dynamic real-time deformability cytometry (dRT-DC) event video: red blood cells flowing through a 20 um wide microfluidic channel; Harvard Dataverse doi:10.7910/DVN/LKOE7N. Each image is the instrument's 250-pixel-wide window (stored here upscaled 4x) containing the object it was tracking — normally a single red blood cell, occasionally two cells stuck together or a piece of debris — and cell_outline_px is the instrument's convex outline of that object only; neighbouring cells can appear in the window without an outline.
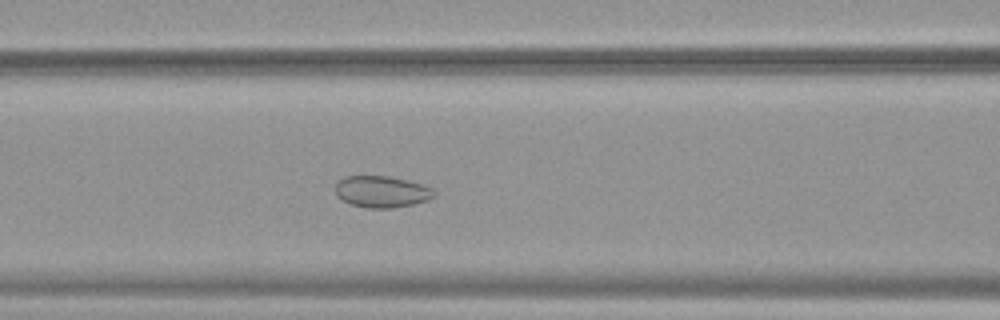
{"species": "common noctule bat (a hibernating species)", "species_latin": "Nyctalus noctula", "temperature_condition": "warm", "stored_images_in_passage": 38, "camera_frame_rate_fps": 3000, "um_per_image_px": 0.085, "animal": {"sex": "female", "body_mass_g": 19.9}, "frame": {"image": 1, "passage_image": 7, "time_ms": 2.0, "image_size_px": [1000, 320], "cell_outline_px": [[436, 196], [428, 200], [412, 204], [392, 208], [364, 208], [340, 200], [336, 196], [336, 184], [344, 176], [388, 176], [420, 184], [432, 188], [436, 192]], "centroid_in_image_um": [32.43, 16.3], "position_along_channel_um": 134.2, "area_um2": 18.15}}
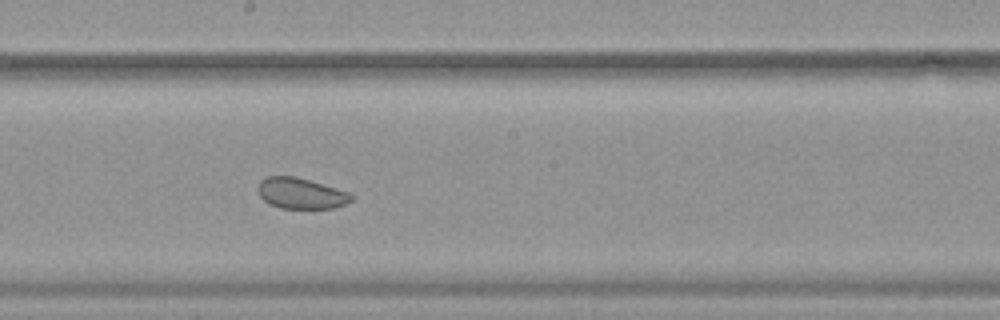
{"frame": {"image": 2, "passage_image": 14, "time_ms": 4.333, "image_size_px": [1000, 320], "cell_outline_px": [[356, 196], [352, 200], [344, 204], [332, 208], [280, 208], [268, 204], [260, 196], [256, 188], [260, 180], [268, 176], [292, 176], [308, 180], [348, 192]], "centroid_in_image_um": [25.54, 16.44], "position_along_channel_um": 222.7, "area_um2": 16.7}}
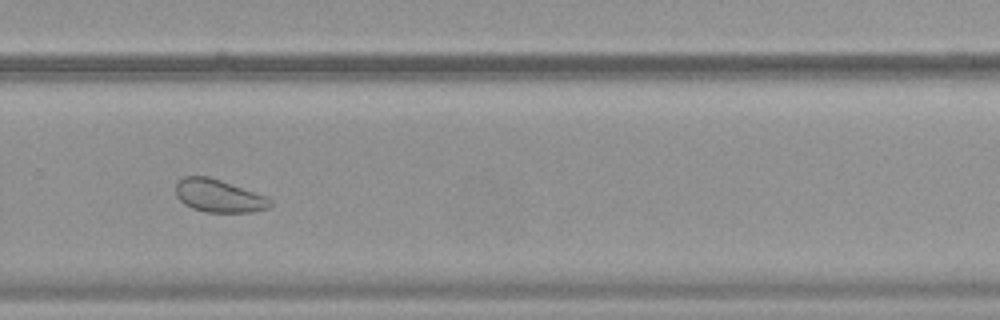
{"frame": {"image": 3, "passage_image": 21, "time_ms": 6.667, "image_size_px": [1000, 320], "cell_outline_px": [[272, 204], [268, 208], [252, 212], [204, 212], [192, 208], [184, 204], [176, 196], [176, 184], [184, 176], [208, 176], [220, 180], [264, 196], [272, 200]], "centroid_in_image_um": [18.56, 16.66], "position_along_channel_um": 311.2, "area_um2": 17.86}, "authors_computed_cell_mechanics": {"area_um2": 19.0162, "velocity_mm_per_s": 3.8097, "shape_relaxation_time_tau1_ms": null, "shape_relaxation_time_tau2_ms": 3.1281, "deformation_change_tau1": null, "deformation_change_tau2": 0.0738}}